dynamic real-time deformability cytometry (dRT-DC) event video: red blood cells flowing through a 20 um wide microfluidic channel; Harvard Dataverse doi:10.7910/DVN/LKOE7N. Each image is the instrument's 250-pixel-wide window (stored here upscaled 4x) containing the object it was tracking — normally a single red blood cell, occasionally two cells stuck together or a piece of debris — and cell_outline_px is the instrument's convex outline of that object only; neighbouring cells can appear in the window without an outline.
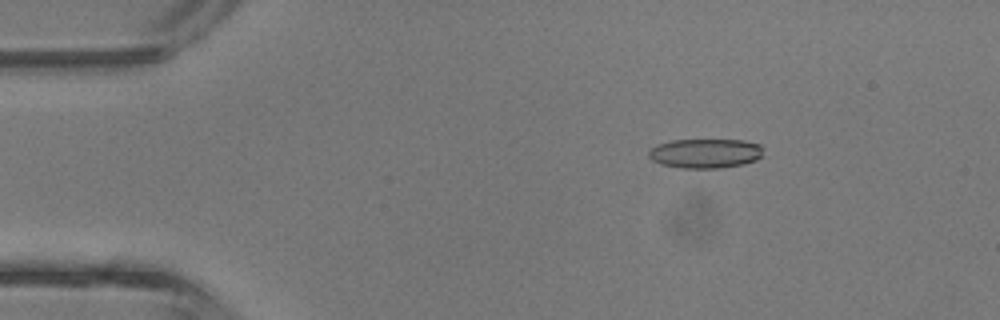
{"species": "common noctule bat (a hibernating species)", "species_latin": "Nyctalus noctula", "temperature_condition": "room temperature", "stored_images_in_passage": 40, "camera_frame_rate_fps": 3000, "um_per_image_px": 0.085, "animal": {"sex": "male", "body_mass_g": 13.3}, "frame": {"image": 1, "passage_image": 4, "time_ms": 1.0, "image_size_px": [1000, 320], "cell_outline_px": [[760, 156], [756, 160], [744, 164], [720, 168], [680, 168], [660, 164], [652, 160], [648, 156], [648, 152], [656, 144], [672, 140], [744, 140], [760, 144]], "centroid_in_image_um": [59.9, 13.04], "position_along_channel_um": 25.1, "area_um2": 19.65}}
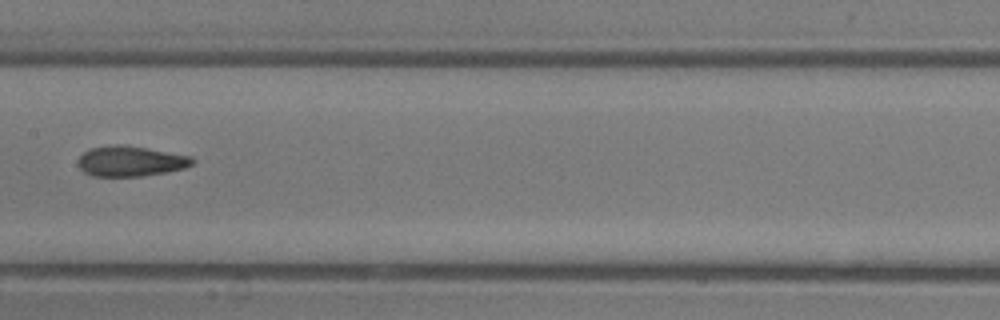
{"frame": {"image": 2, "passage_image": 19, "time_ms": 6.0, "image_size_px": [1000, 320], "cell_outline_px": [[196, 160], [192, 164], [184, 168], [168, 172], [140, 176], [92, 176], [84, 172], [76, 164], [80, 156], [84, 152], [92, 148], [112, 144], [124, 144], [148, 148], [192, 156]], "centroid_in_image_um": [11.1, 13.69], "position_along_channel_um": 196.3, "area_um2": 20.4}}
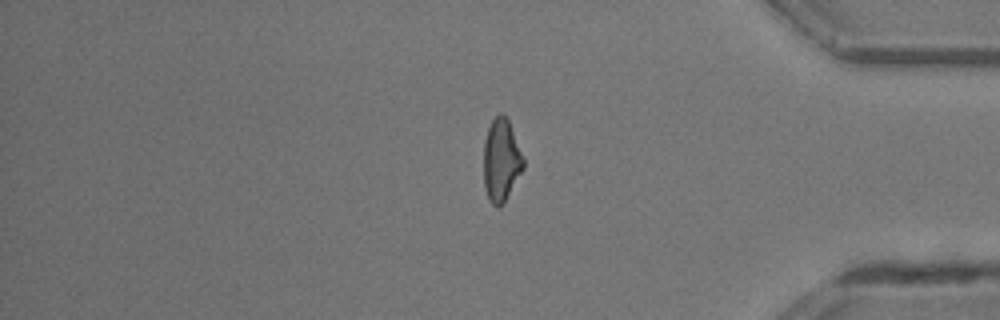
{"frame": {"image": 3, "passage_image": 33, "time_ms": 10.667, "image_size_px": [1000, 320], "cell_outline_px": [[524, 168], [504, 204], [496, 208], [488, 200], [484, 184], [484, 140], [488, 128], [492, 120], [500, 112], [508, 120], [524, 160]], "centroid_in_image_um": [42.59, 13.68], "position_along_channel_um": 392.6, "area_um2": 19.07}, "authors_computed_cell_mechanics": {"area_um2": 19.8254, "velocity_mm_per_s": 4.7879, "shape_relaxation_time_tau1_ms": 7.3185, "shape_relaxation_time_tau2_ms": 1.6538, "deformation_change_tau1": 0.2203, "deformation_change_tau2": 0.1086}}